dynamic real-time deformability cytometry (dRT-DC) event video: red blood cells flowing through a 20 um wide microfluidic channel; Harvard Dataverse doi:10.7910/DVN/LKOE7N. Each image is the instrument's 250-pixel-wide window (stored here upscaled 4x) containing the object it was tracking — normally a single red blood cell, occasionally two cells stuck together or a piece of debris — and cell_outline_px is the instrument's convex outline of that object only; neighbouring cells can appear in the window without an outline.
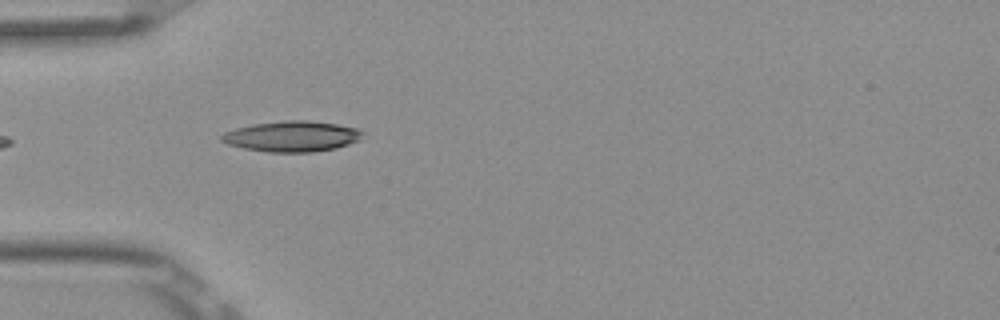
{"species": "Egyptian fruit bat (a non-hibernating species)", "species_latin": "Rousettus aegyptiacus", "temperature_condition": "room temperature", "stored_images_in_passage": 2, "camera_frame_rate_fps": 3000, "um_per_image_px": 0.085, "frame": {"image": 1, "passage_image": 1, "time_ms": 0.0, "image_size_px": [1000, 320], "cell_outline_px": [[364, 132], [360, 140], [336, 148], [312, 152], [268, 152], [244, 148], [228, 144], [220, 140], [220, 136], [224, 132], [236, 128], [252, 124], [284, 120], [308, 120], [336, 124], [360, 128]], "centroid_in_image_um": [24.83, 11.58], "position_along_channel_um": 60.2, "area_um2": 25.32}}
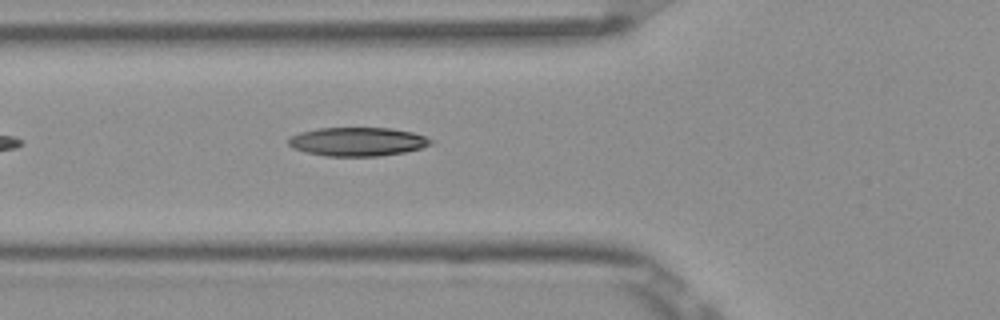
{"frame": {"image": 2, "passage_image": 2, "time_ms": 0.333, "image_size_px": [1000, 320], "cell_outline_px": [[432, 144], [420, 148], [404, 152], [380, 156], [324, 156], [304, 152], [292, 148], [288, 144], [288, 136], [300, 132], [320, 128], [392, 128], [412, 132], [424, 136], [432, 140]], "centroid_in_image_um": [30.34, 12.04], "position_along_channel_um": 95.5, "area_um2": 23.93}}